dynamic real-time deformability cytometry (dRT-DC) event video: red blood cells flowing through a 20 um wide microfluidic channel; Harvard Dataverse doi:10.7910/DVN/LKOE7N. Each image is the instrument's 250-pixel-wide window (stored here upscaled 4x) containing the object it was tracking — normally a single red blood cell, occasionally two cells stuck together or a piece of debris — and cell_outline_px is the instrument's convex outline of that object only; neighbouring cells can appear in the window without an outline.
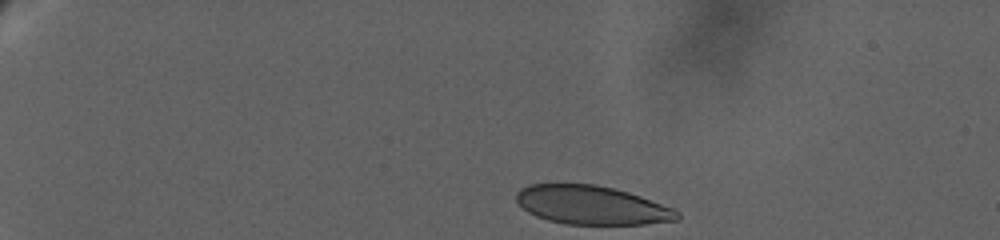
{"species": "human", "species_latin": "Homo sapiens", "temperature_condition": "warm", "stored_images_in_passage": 21, "camera_frame_rate_fps": 3000, "um_per_image_px": 0.085, "donor": {"sex": "female"}, "frame": {"image": 1, "passage_image": 1, "time_ms": 0.0, "image_size_px": [1000, 240], "cell_outline_px": [[680, 220], [644, 224], [564, 224], [548, 220], [536, 216], [528, 212], [516, 200], [516, 192], [520, 188], [528, 184], [556, 180], [596, 184], [628, 192], [676, 208], [680, 212]], "centroid_in_image_um": [50.26, 17.39], "position_along_channel_um": 34.7, "area_um2": 37.45}}